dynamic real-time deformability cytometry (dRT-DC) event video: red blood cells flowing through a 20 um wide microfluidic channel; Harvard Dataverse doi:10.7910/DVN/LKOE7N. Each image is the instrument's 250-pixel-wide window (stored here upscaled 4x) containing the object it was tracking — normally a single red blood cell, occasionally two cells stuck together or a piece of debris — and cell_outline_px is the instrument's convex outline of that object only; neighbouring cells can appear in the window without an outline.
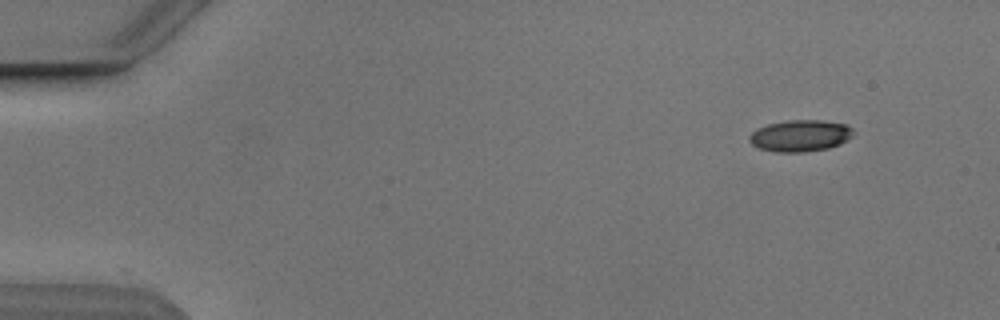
{"species": "Egyptian fruit bat (a non-hibernating species)", "species_latin": "Rousettus aegyptiacus", "temperature_condition": "cold", "stored_images_in_passage": 5, "segment_of_instrument_passage": [1, 2], "camera_frame_rate_fps": 3000, "um_per_image_px": 0.085, "animal": {"sex": "male"}, "frame": {"image": 1, "passage_image": 1, "time_ms": 0.0, "image_size_px": [1000, 320], "cell_outline_px": [[856, 132], [848, 140], [840, 144], [828, 148], [804, 152], [772, 152], [760, 148], [752, 144], [748, 140], [748, 136], [756, 128], [768, 124], [788, 120], [820, 120], [848, 124]], "centroid_in_image_um": [68.04, 11.53], "position_along_channel_um": 17.0, "area_um2": 19.42}}